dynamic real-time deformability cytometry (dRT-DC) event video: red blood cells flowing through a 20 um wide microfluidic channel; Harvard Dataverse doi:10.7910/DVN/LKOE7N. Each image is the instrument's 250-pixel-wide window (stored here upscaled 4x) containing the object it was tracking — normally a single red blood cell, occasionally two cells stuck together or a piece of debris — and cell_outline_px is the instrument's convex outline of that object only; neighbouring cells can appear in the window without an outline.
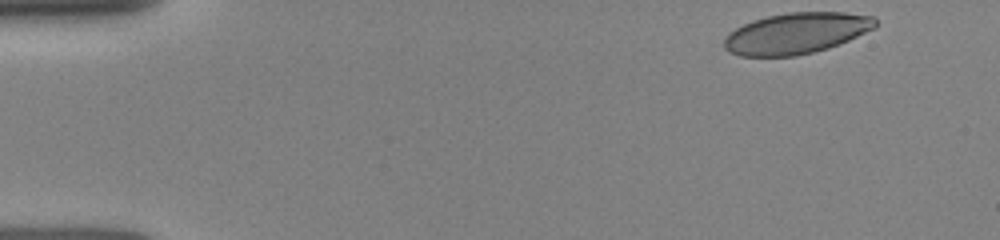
{"species": "human", "species_latin": "Homo sapiens", "temperature_condition": "room temperature", "stored_images_in_passage": 29, "camera_frame_rate_fps": 3000, "um_per_image_px": 0.085, "donor": {"sex": "female"}, "frame": {"image": 1, "passage_image": 1, "time_ms": 0.0, "image_size_px": [1000, 240], "cell_outline_px": [[876, 28], [848, 40], [828, 48], [796, 56], [740, 56], [728, 52], [724, 48], [724, 40], [728, 32], [752, 20], [768, 16], [788, 12], [844, 12], [872, 16], [876, 20]], "centroid_in_image_um": [67.67, 2.83], "position_along_channel_um": 17.3, "area_um2": 36.18}}
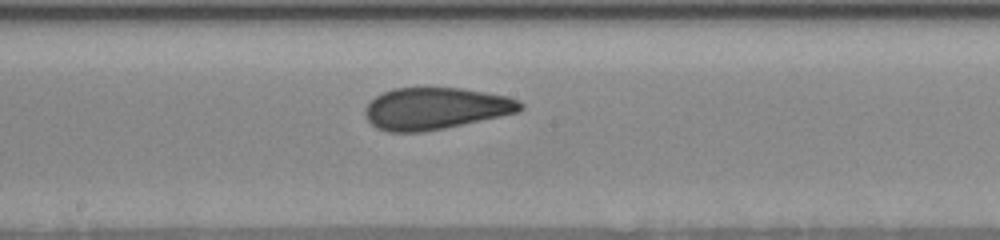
{"frame": {"image": 2, "passage_image": 16, "time_ms": 7.333, "image_size_px": [1000, 240], "cell_outline_px": [[524, 108], [520, 112], [444, 128], [424, 132], [388, 132], [376, 128], [364, 116], [364, 108], [376, 96], [392, 88], [460, 88], [508, 96], [520, 100], [524, 104]], "centroid_in_image_um": [37.03, 9.22], "position_along_channel_um": 211.2, "area_um2": 37.97}}
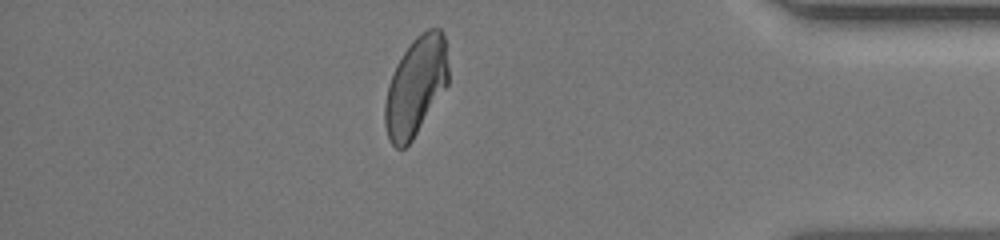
{"frame": {"image": 3, "passage_image": 26, "time_ms": 12.667, "image_size_px": [1000, 240], "cell_outline_px": [[448, 84], [412, 140], [404, 148], [396, 148], [388, 140], [384, 124], [384, 104], [388, 84], [396, 64], [412, 40], [416, 36], [428, 28], [440, 28], [444, 32], [448, 68]], "centroid_in_image_um": [35.32, 7.34], "position_along_channel_um": 399.9, "area_um2": 36.53}}